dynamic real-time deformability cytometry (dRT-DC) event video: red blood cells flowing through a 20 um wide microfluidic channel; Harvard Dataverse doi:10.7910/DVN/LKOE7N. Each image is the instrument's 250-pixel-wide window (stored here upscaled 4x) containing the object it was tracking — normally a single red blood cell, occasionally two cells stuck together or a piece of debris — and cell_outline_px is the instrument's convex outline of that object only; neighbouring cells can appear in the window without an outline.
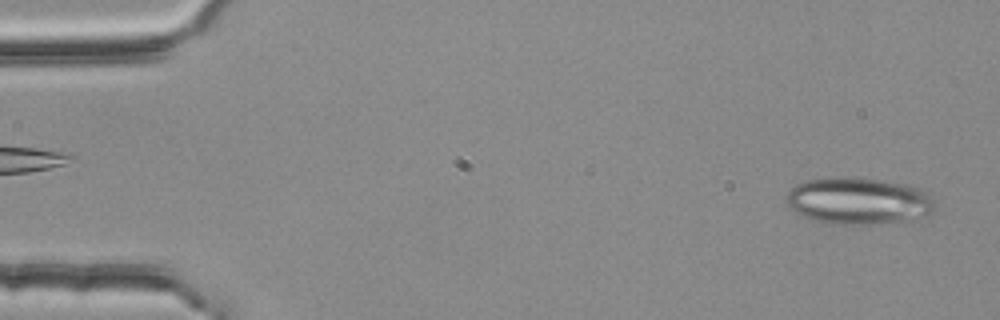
{"species": "common noctule bat (a hibernating species)", "species_latin": "Nyctalus noctula", "temperature_condition": "room temperature", "stored_images_in_passage": 53, "camera_frame_rate_fps": 3000, "um_per_image_px": 0.085, "animal": {"sex": "female", "body_mass_g": 25.1}, "frame": {"image": 1, "passage_image": 2, "time_ms": 0.333, "image_size_px": [1000, 320], "cell_outline_px": [[936, 208], [932, 212], [924, 216], [904, 220], [872, 224], [828, 224], [812, 220], [788, 208], [784, 200], [788, 192], [796, 184], [804, 180], [844, 176], [876, 180], [904, 184], [916, 188], [932, 196], [936, 204]], "centroid_in_image_um": [72.91, 17.08], "position_along_channel_um": 12.1, "area_um2": 40.58}}
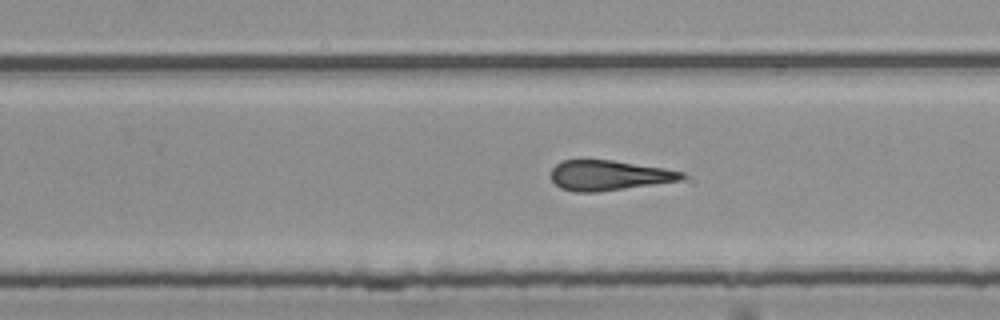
{"frame": {"image": 2, "passage_image": 33, "time_ms": 10.667, "image_size_px": [1000, 320], "cell_outline_px": [[684, 180], [596, 192], [572, 192], [560, 188], [552, 180], [552, 168], [560, 160], [612, 160], [664, 168], [684, 172]], "centroid_in_image_um": [51.74, 14.91], "position_along_channel_um": 278.1, "area_um2": 22.89}}
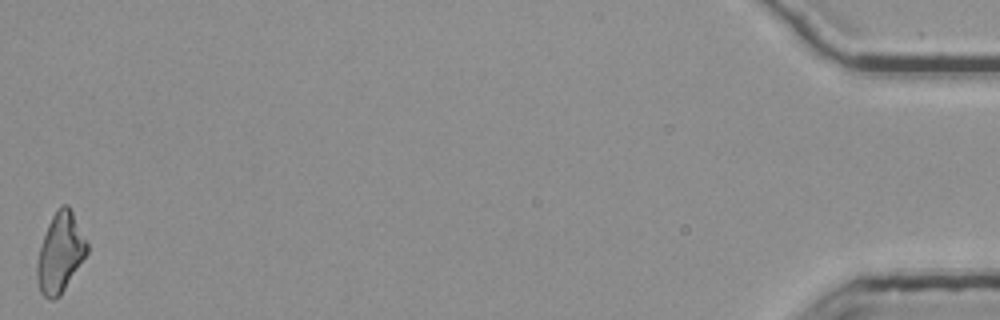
{"frame": {"image": 3, "passage_image": 53, "time_ms": 17.333, "image_size_px": [1000, 320], "cell_outline_px": [[88, 252], [60, 296], [52, 300], [48, 300], [40, 292], [36, 280], [36, 264], [40, 244], [48, 224], [56, 208], [64, 204], [68, 204], [88, 244]], "centroid_in_image_um": [5.09, 21.5], "position_along_channel_um": 430.1, "area_um2": 23.18}, "authors_computed_cell_mechanics": {"area_um2": 23.698, "velocity_mm_per_s": 3.7813, "shape_relaxation_time_tau1_ms": null, "shape_relaxation_time_tau2_ms": 3.641, "deformation_change_tau1": null, "deformation_change_tau2": 0.1743}}